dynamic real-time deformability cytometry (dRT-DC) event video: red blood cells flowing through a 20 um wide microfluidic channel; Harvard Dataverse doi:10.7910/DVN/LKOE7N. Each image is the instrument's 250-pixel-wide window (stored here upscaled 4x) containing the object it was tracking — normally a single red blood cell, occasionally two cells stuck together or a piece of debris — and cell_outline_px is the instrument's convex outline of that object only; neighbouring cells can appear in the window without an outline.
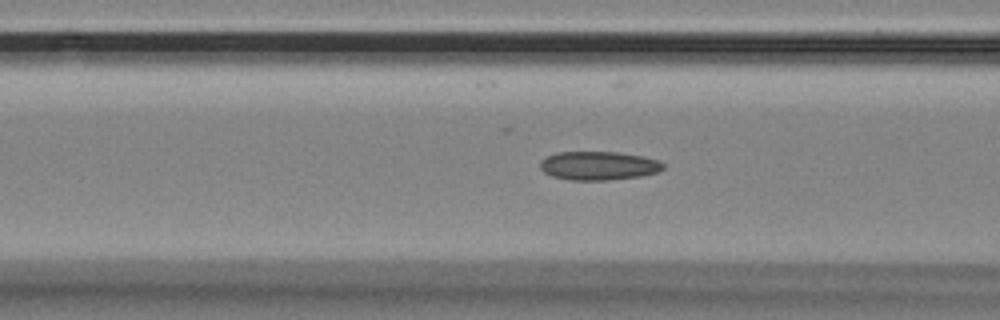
{"species": "Egyptian fruit bat (a non-hibernating species)", "species_latin": "Rousettus aegyptiacus", "temperature_condition": "room temperature", "stored_images_in_passage": 40, "camera_frame_rate_fps": 3000, "um_per_image_px": 0.085, "animal": {"sex": "female"}, "frame": {"image": 1, "passage_image": 11, "time_ms": 3.333, "image_size_px": [1000, 320], "cell_outline_px": [[664, 168], [656, 172], [640, 176], [608, 180], [572, 180], [552, 176], [544, 172], [540, 168], [540, 160], [556, 152], [620, 152], [644, 156], [656, 160], [664, 164]], "centroid_in_image_um": [50.86, 14.08], "position_along_channel_um": 115.7, "area_um2": 20.52}}
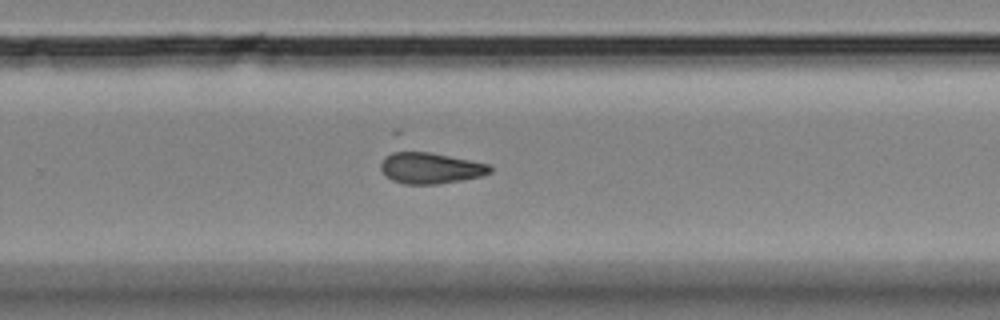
{"frame": {"image": 2, "passage_image": 26, "time_ms": 8.333, "image_size_px": [1000, 320], "cell_outline_px": [[492, 172], [480, 176], [460, 180], [436, 184], [404, 184], [392, 180], [380, 168], [380, 164], [392, 152], [400, 148], [428, 152], [492, 164]], "centroid_in_image_um": [36.58, 14.25], "position_along_channel_um": 293.2, "area_um2": 20.0}}
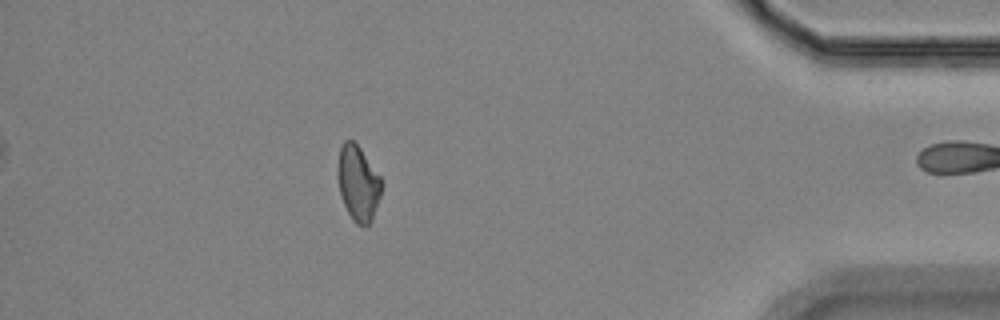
{"frame": {"image": 3, "passage_image": 39, "time_ms": 12.667, "image_size_px": [1000, 320], "cell_outline_px": [[380, 196], [372, 220], [364, 228], [356, 224], [352, 220], [340, 196], [336, 172], [340, 148], [344, 140], [352, 140], [360, 148], [380, 176]], "centroid_in_image_um": [30.4, 15.59], "position_along_channel_um": 404.8, "area_um2": 19.19}}